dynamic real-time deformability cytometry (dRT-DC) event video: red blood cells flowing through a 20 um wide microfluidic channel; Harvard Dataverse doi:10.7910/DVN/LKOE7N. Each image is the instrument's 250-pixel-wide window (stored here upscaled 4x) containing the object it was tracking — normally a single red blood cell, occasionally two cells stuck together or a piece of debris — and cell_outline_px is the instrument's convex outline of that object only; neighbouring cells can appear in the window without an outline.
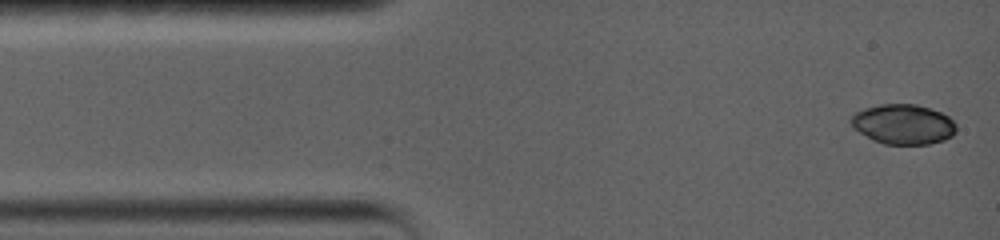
{"species": "common noctule bat (a hibernating species)", "species_latin": "Nyctalus noctula", "temperature_condition": "warm", "stored_images_in_passage": 30, "camera_frame_rate_fps": 5000, "um_per_image_px": 0.085, "animal": {"sex": "female", "body_mass_g": 19.0, "forearm_length_mm": 56.7}, "frame": {"image": 1, "passage_image": 1, "time_ms": 0.0, "image_size_px": [1000, 240], "cell_outline_px": [[956, 132], [952, 136], [944, 140], [928, 144], [884, 144], [872, 140], [852, 128], [848, 120], [856, 112], [864, 108], [880, 104], [916, 104], [940, 112], [948, 116], [956, 124]], "centroid_in_image_um": [76.74, 10.56], "position_along_channel_um": 8.3, "area_um2": 24.68}}
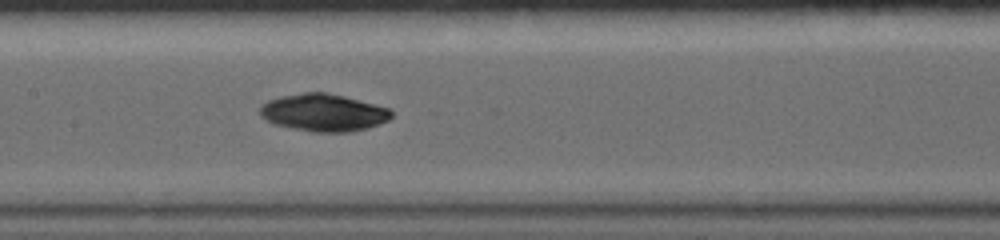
{"frame": {"image": 2, "passage_image": 13, "time_ms": 6.8, "image_size_px": [1000, 240], "cell_outline_px": [[392, 116], [388, 120], [380, 124], [368, 128], [348, 132], [312, 132], [292, 128], [276, 124], [260, 116], [260, 104], [268, 100], [280, 96], [304, 92], [328, 92], [392, 108]], "centroid_in_image_um": [27.52, 9.56], "position_along_channel_um": 179.9, "area_um2": 28.84}}
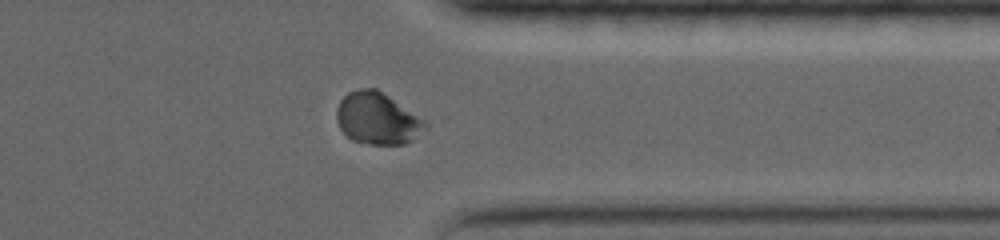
{"frame": {"image": 3, "passage_image": 26, "time_ms": 12.4, "image_size_px": [1000, 240], "cell_outline_px": [[428, 124], [412, 140], [404, 144], [372, 144], [352, 140], [340, 128], [336, 120], [336, 108], [340, 100], [348, 92], [360, 88], [376, 88], [424, 120]], "centroid_in_image_um": [32.03, 10.06], "position_along_channel_um": 379.4, "area_um2": 26.36}, "authors_computed_cell_mechanics": {"area_um2": 27.8885, "velocity_mm_per_s": 3.5942, "shape_relaxation_time_tau1_ms": 8.0535, "shape_relaxation_time_tau2_ms": null, "deformation_change_tau1": 0.2165, "deformation_change_tau2": null}}